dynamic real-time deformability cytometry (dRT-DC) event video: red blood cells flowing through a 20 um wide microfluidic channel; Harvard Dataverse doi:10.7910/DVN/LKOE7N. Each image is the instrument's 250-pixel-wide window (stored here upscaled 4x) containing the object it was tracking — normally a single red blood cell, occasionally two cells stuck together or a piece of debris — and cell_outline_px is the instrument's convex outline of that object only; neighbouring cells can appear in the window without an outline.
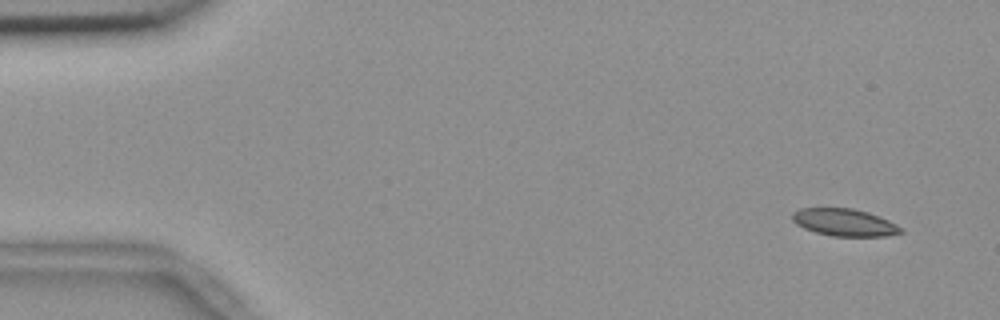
{"species": "common noctule bat (a hibernating species)", "species_latin": "Nyctalus noctula", "temperature_condition": "room temperature", "stored_images_in_passage": 53, "camera_frame_rate_fps": 3000, "um_per_image_px": 0.085, "animal": {"sex": "female", "body_mass_g": 18.4}, "frame": {"image": 1, "passage_image": 1, "time_ms": 0.0, "image_size_px": [1000, 320], "cell_outline_px": [[904, 232], [888, 236], [832, 236], [816, 232], [804, 228], [796, 224], [792, 220], [792, 212], [800, 208], [852, 208], [868, 212], [880, 216], [904, 228]], "centroid_in_image_um": [71.8, 18.9], "position_along_channel_um": 13.2, "area_um2": 17.4}}
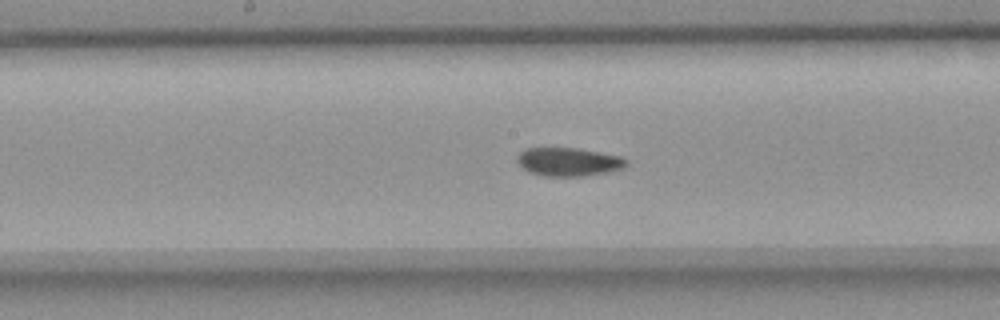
{"frame": {"image": 2, "passage_image": 26, "time_ms": 8.333, "image_size_px": [1000, 320], "cell_outline_px": [[628, 164], [624, 168], [608, 172], [584, 176], [544, 176], [528, 172], [516, 160], [516, 156], [524, 148], [576, 148], [620, 156], [628, 160]], "centroid_in_image_um": [48.32, 13.76], "position_along_channel_um": 199.9, "area_um2": 18.15}}
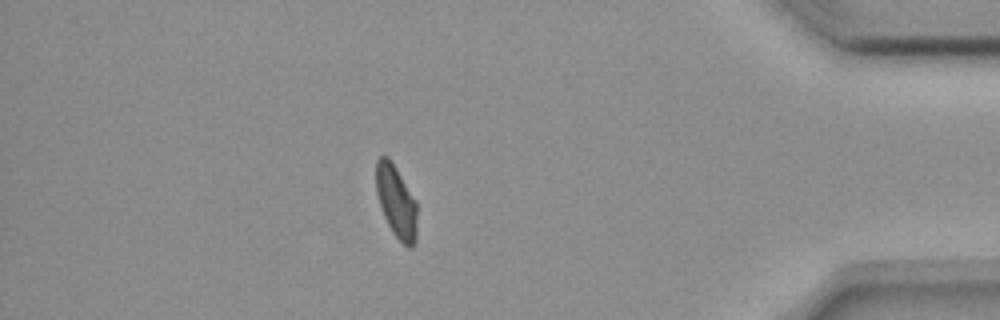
{"frame": {"image": 3, "passage_image": 46, "time_ms": 15.0, "image_size_px": [1000, 320], "cell_outline_px": [[416, 240], [412, 248], [408, 248], [392, 232], [384, 216], [376, 192], [376, 160], [380, 156], [388, 156], [396, 168], [416, 200]], "centroid_in_image_um": [33.68, 17.13], "position_along_channel_um": 401.5, "area_um2": 17.17}, "authors_computed_cell_mechanics": {"area_um2": 18.0914, "velocity_mm_per_s": 3.6404, "shape_relaxation_time_tau1_ms": null, "shape_relaxation_time_tau2_ms": 2.7444, "deformation_change_tau1": null, "deformation_change_tau2": 0.0643}}